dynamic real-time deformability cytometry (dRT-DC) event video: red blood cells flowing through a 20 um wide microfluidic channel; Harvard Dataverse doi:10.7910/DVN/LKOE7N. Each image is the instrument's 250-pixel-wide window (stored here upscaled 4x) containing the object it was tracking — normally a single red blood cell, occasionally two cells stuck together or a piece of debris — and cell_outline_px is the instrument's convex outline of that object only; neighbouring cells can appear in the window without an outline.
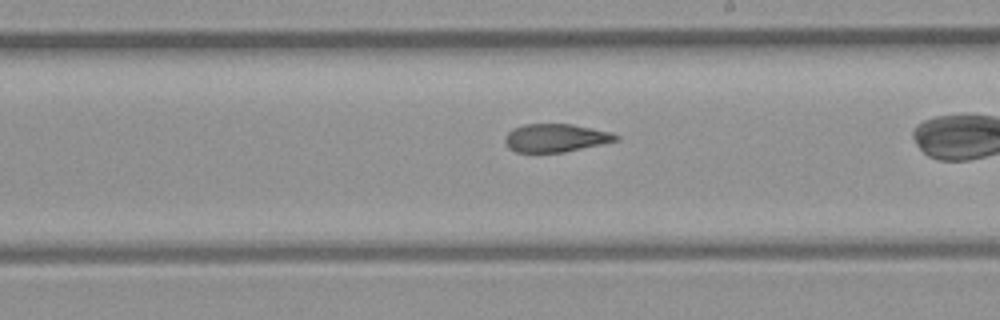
{"species": "common noctule bat (a hibernating species)", "species_latin": "Nyctalus noctula", "temperature_condition": "room temperature", "stored_images_in_passage": 25, "camera_frame_rate_fps": 3000, "um_per_image_px": 0.085, "animal": {"sex": "female", "body_mass_g": 21.9}, "frame": {"image": 1, "passage_image": 15, "time_ms": 4.667, "image_size_px": [1000, 320], "cell_outline_px": [[620, 136], [616, 140], [600, 144], [564, 152], [516, 152], [508, 148], [504, 140], [504, 136], [512, 128], [524, 124], [572, 124], [612, 132]], "centroid_in_image_um": [47.18, 11.71], "position_along_channel_um": 241.8, "area_um2": 18.15}}
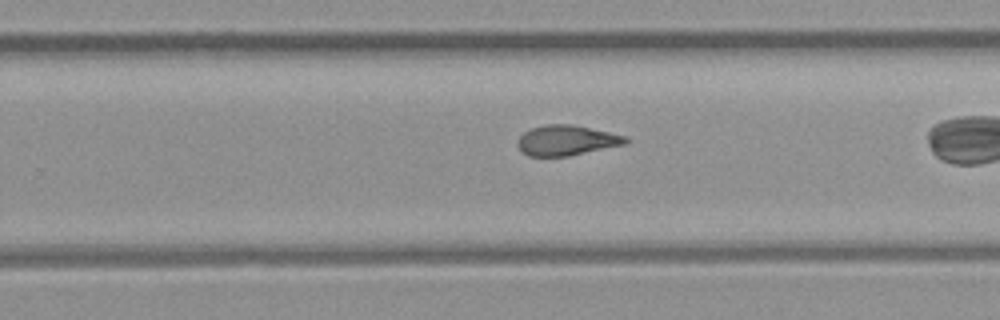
{"frame": {"image": 2, "passage_image": 18, "time_ms": 5.667, "image_size_px": [1000, 320], "cell_outline_px": [[628, 144], [568, 156], [528, 156], [520, 152], [516, 144], [516, 140], [524, 132], [532, 128], [548, 124], [572, 124], [608, 132], [624, 136], [628, 140]], "centroid_in_image_um": [48.11, 11.94], "position_along_channel_um": 281.7, "area_um2": 19.07}}